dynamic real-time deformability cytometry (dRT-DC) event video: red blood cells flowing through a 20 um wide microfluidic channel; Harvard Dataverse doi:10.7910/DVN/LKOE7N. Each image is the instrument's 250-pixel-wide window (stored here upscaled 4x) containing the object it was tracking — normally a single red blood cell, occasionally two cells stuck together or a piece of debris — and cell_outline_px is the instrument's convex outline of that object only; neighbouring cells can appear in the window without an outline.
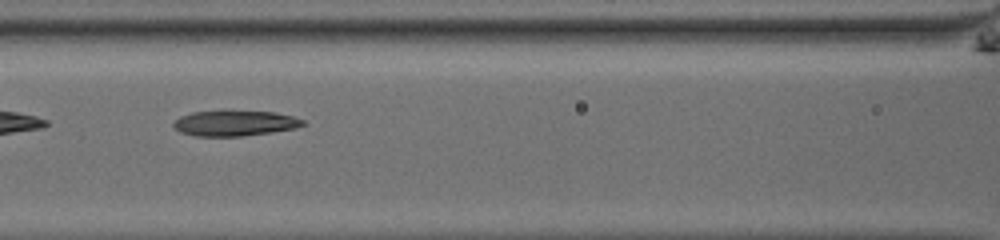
{"species": "common noctule bat (a hibernating species)", "species_latin": "Nyctalus noctula", "temperature_condition": "room temperature", "stored_images_in_passage": 53, "camera_frame_rate_fps": 3000, "um_per_image_px": 0.085, "animal": {"sex": "male", "body_mass_g": 13.0, "forearm_length_mm": 53.1}, "frame": {"image": 1, "passage_image": 26, "time_ms": 8.333, "image_size_px": [1000, 240], "cell_outline_px": [[304, 124], [296, 128], [272, 132], [240, 136], [196, 136], [180, 132], [172, 124], [180, 116], [192, 112], [224, 108], [272, 112], [292, 116], [304, 120]], "centroid_in_image_um": [19.92, 10.43], "position_along_channel_um": 146.7, "area_um2": 19.83}}
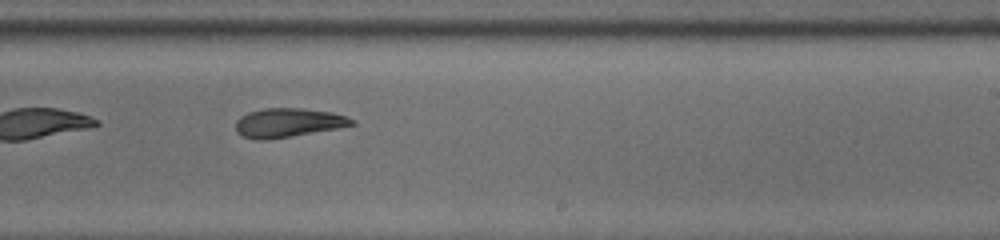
{"frame": {"image": 2, "passage_image": 35, "time_ms": 11.333, "image_size_px": [1000, 240], "cell_outline_px": [[356, 124], [340, 128], [264, 140], [260, 140], [244, 136], [236, 132], [236, 120], [240, 116], [248, 112], [264, 108], [300, 108], [332, 112], [356, 120]], "centroid_in_image_um": [24.5, 10.42], "position_along_channel_um": 264.5, "area_um2": 19.54}}
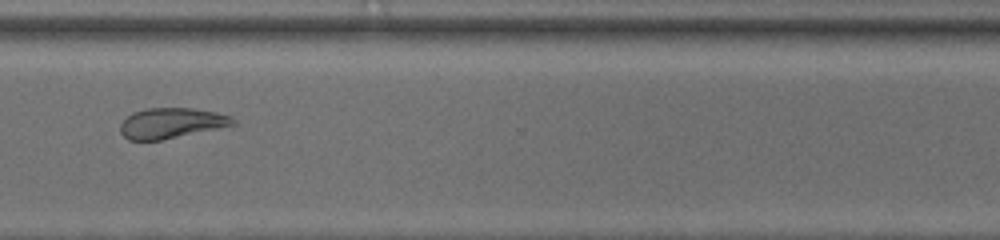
{"frame": {"image": 3, "passage_image": 42, "time_ms": 13.667, "image_size_px": [1000, 240], "cell_outline_px": [[236, 124], [220, 128], [160, 140], [128, 140], [120, 132], [120, 124], [132, 112], [144, 108], [192, 108], [216, 112], [232, 116], [236, 120]], "centroid_in_image_um": [14.57, 10.45], "position_along_channel_um": 356.0, "area_um2": 20.0}, "authors_computed_cell_mechanics": {"area_um2": 23.2356, "velocity_mm_per_s": 3.933, "shape_relaxation_time_tau1_ms": 4.3579, "shape_relaxation_time_tau2_ms": 5.3123, "deformation_change_tau1": 0.1459, "deformation_change_tau2": 0.1233}}